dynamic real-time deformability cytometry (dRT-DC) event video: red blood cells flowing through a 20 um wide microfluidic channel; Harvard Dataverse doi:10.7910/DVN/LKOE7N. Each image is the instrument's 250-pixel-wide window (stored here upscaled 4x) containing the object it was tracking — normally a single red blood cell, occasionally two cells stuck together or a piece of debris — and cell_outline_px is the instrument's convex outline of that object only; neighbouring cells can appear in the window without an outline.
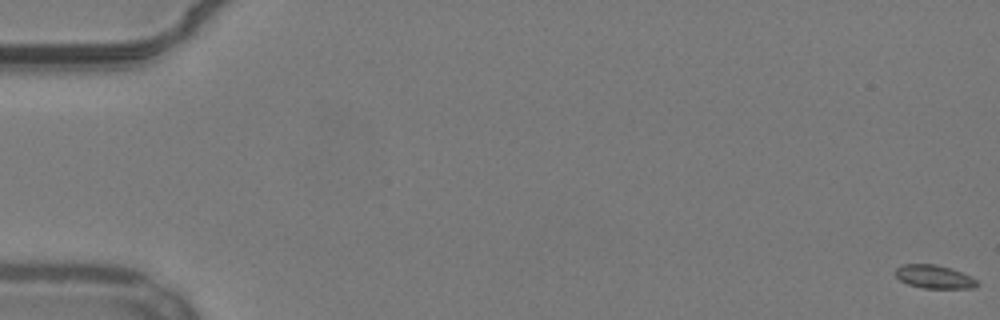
{"species": "common noctule bat (a hibernating species)", "species_latin": "Nyctalus noctula", "temperature_condition": "warm", "stored_images_in_passage": 16, "camera_frame_rate_fps": 3000, "um_per_image_px": 0.085, "animal": {"sex": "male", "body_mass_g": 19.2, "forearm_length_mm": 51.8}, "frame": {"image": 1, "passage_image": 1, "time_ms": 0.0, "image_size_px": [1000, 320], "cell_outline_px": [[980, 284], [976, 288], [924, 288], [908, 284], [900, 280], [896, 276], [896, 268], [900, 264], [936, 264], [952, 268], [972, 276]], "centroid_in_image_um": [79.44, 23.52], "position_along_channel_um": 5.6, "area_um2": 11.27}}